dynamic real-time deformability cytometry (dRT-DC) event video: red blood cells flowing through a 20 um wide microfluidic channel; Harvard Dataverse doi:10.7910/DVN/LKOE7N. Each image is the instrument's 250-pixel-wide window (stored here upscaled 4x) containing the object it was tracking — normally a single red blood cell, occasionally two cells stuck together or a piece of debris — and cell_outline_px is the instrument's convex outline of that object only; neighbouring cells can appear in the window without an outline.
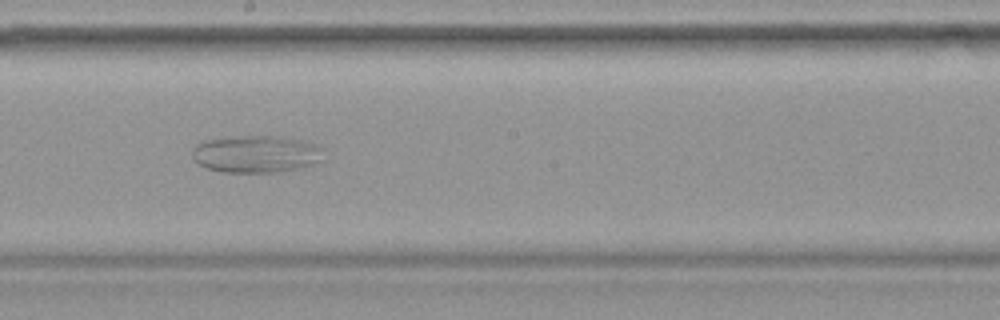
{"species": "common noctule bat (a hibernating species)", "species_latin": "Nyctalus noctula", "temperature_condition": "warm", "stored_images_in_passage": 49, "camera_frame_rate_fps": 3000, "um_per_image_px": 0.085, "animal": {"sex": "female", "body_mass_g": 19.9}, "frame": {"image": 1, "passage_image": 27, "time_ms": 8.667, "image_size_px": [1000, 320], "cell_outline_px": [[324, 160], [300, 168], [280, 172], [220, 172], [196, 164], [192, 156], [192, 148], [196, 144], [204, 140], [240, 136], [276, 136], [300, 140], [316, 144], [324, 148]], "centroid_in_image_um": [21.78, 13.1], "position_along_channel_um": 226.4, "area_um2": 28.84}}
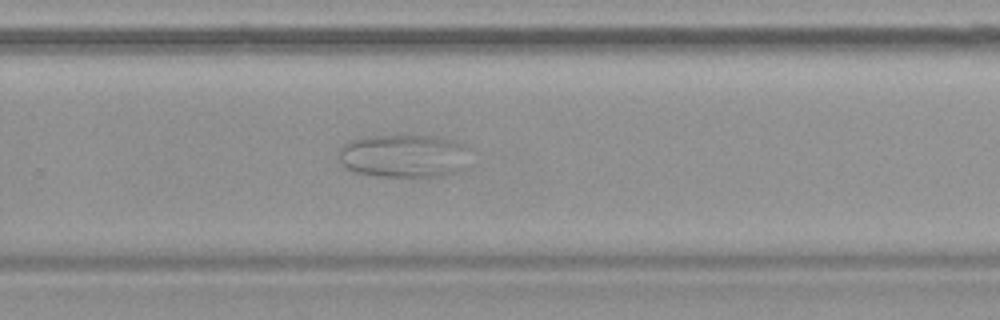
{"frame": {"image": 2, "passage_image": 32, "time_ms": 10.333, "image_size_px": [1000, 320], "cell_outline_px": [[464, 148], [460, 168], [456, 172], [440, 176], [376, 176], [356, 172], [344, 168], [336, 152], [348, 140], [368, 136], [404, 132], [436, 136], [452, 140], [464, 144]], "centroid_in_image_um": [34.16, 13.19], "position_along_channel_um": 295.6, "area_um2": 33.41}}
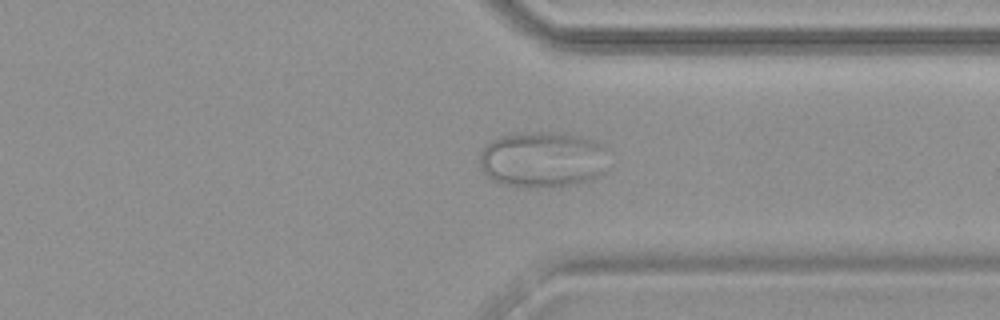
{"frame": {"image": 3, "passage_image": 37, "time_ms": 12.0, "image_size_px": [1000, 320], "cell_outline_px": [[604, 172], [600, 176], [592, 180], [572, 184], [500, 184], [492, 180], [480, 168], [480, 152], [492, 140], [504, 136], [536, 132], [560, 132], [600, 140], [604, 144]], "centroid_in_image_um": [46.16, 13.51], "position_along_channel_um": 365.2, "area_um2": 41.04}}